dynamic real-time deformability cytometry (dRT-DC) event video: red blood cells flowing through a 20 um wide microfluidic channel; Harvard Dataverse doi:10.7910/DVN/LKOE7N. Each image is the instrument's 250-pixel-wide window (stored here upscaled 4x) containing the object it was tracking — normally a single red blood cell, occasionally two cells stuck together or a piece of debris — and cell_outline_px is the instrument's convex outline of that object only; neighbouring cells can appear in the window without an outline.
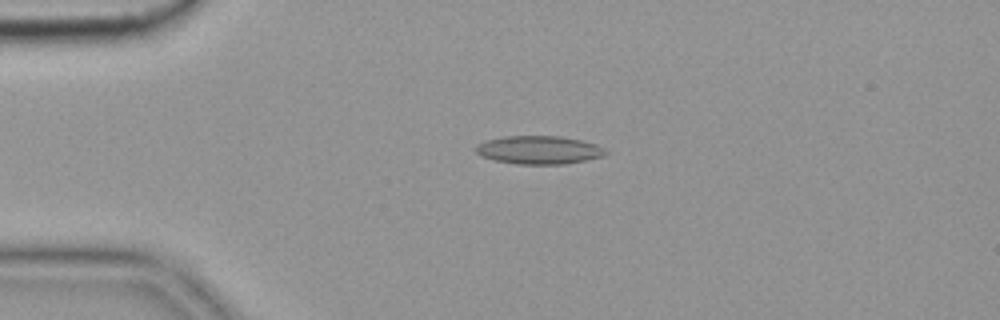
{"species": "common noctule bat (a hibernating species)", "species_latin": "Nyctalus noctula", "temperature_condition": "cold", "stored_images_in_passage": 47, "camera_frame_rate_fps": 3000, "um_per_image_px": 0.085, "animal": {"sex": "female", "body_mass_g": 19.9}, "frame": {"image": 1, "passage_image": 5, "time_ms": 1.333, "image_size_px": [1000, 320], "cell_outline_px": [[612, 152], [604, 156], [564, 164], [516, 164], [496, 160], [480, 156], [476, 152], [476, 144], [484, 140], [504, 136], [560, 136], [580, 140], [596, 144]], "centroid_in_image_um": [45.82, 12.74], "position_along_channel_um": 39.2, "area_um2": 21.5}}
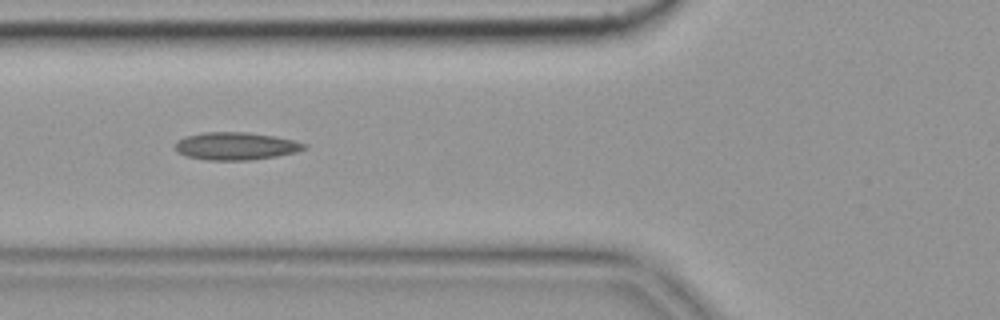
{"frame": {"image": 2, "passage_image": 13, "time_ms": 4.0, "image_size_px": [1000, 320], "cell_outline_px": [[308, 148], [296, 152], [276, 156], [252, 160], [208, 160], [188, 156], [176, 152], [176, 140], [184, 136], [204, 132], [248, 132], [272, 136], [292, 140], [308, 144]], "centroid_in_image_um": [20.04, 12.41], "position_along_channel_um": 105.8, "area_um2": 20.81}}
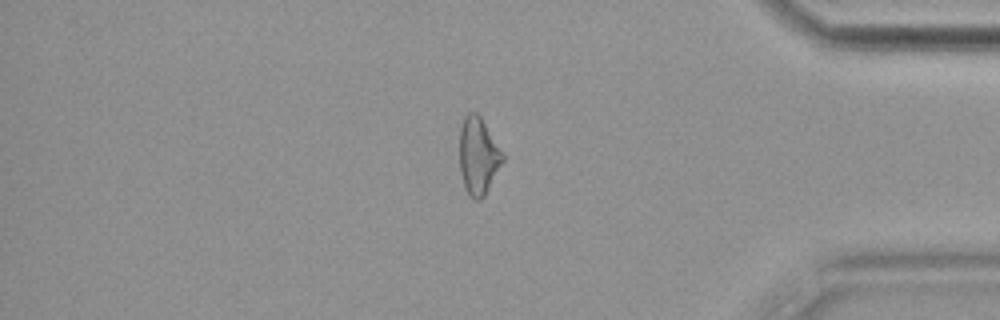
{"frame": {"image": 3, "passage_image": 39, "time_ms": 12.667, "image_size_px": [1000, 320], "cell_outline_px": [[504, 160], [484, 196], [480, 200], [476, 200], [468, 192], [464, 184], [460, 172], [460, 128], [464, 116], [468, 112], [476, 112], [480, 116], [504, 156]], "centroid_in_image_um": [40.64, 13.24], "position_along_channel_um": 394.6, "area_um2": 18.96}, "authors_computed_cell_mechanics": {"area_um2": 19.8254, "velocity_mm_per_s": 3.6307, "shape_relaxation_time_tau1_ms": null, "shape_relaxation_time_tau2_ms": 3.8497, "deformation_change_tau1": null, "deformation_change_tau2": 0.1226}}